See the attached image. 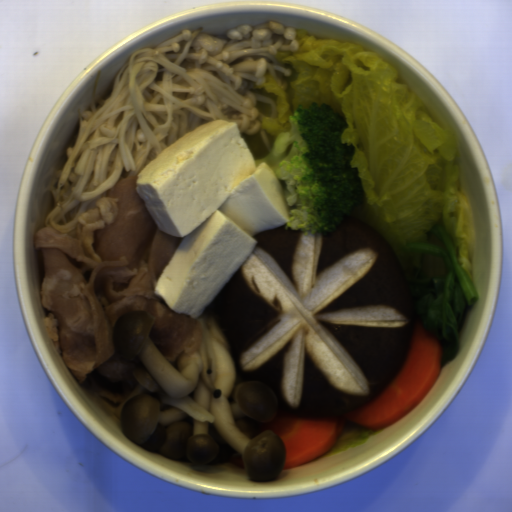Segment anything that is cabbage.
<instances>
[{"instance_id":"2","label":"cabbage","mask_w":512,"mask_h":512,"mask_svg":"<svg viewBox=\"0 0 512 512\" xmlns=\"http://www.w3.org/2000/svg\"><path fill=\"white\" fill-rule=\"evenodd\" d=\"M419 267L426 277H441L447 275V263L434 254H421Z\"/></svg>"},{"instance_id":"1","label":"cabbage","mask_w":512,"mask_h":512,"mask_svg":"<svg viewBox=\"0 0 512 512\" xmlns=\"http://www.w3.org/2000/svg\"><path fill=\"white\" fill-rule=\"evenodd\" d=\"M296 52L275 59L291 75L287 89L268 75L255 90L273 93L276 116L260 128L277 141L291 129V115L311 102L325 103L344 117L342 145L353 146L350 165L362 192L349 215L371 226L394 249L415 242L445 245L428 233L448 235L457 260L474 273L475 227L469 200L460 187V161L452 130L437 123L400 73L372 51L350 42L317 38L295 30Z\"/></svg>"}]
</instances>
